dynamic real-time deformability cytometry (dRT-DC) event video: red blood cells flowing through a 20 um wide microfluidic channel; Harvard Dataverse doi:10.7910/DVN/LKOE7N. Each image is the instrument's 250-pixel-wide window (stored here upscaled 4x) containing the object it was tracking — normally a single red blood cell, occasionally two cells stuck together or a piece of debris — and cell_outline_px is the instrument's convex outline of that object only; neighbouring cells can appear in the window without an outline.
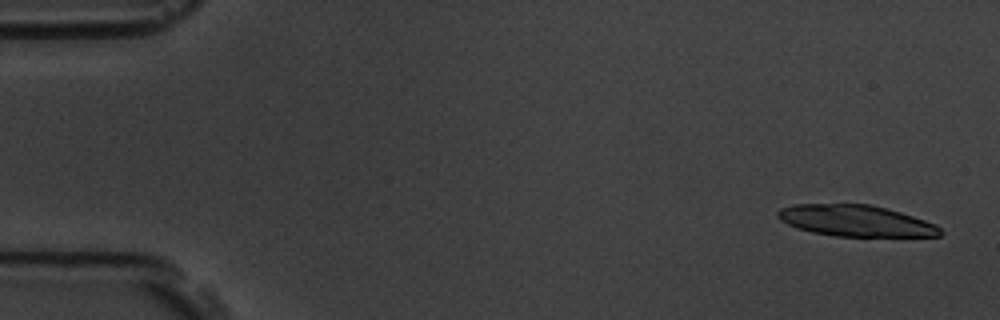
{"species": "common noctule bat (a hibernating species)", "species_latin": "Nyctalus noctula", "temperature_condition": "room temperature", "stored_images_in_passage": 4, "camera_frame_rate_fps": 3000, "um_per_image_px": 0.085, "animal": {"sex": "male", "body_mass_g": 19.5, "forearm_length_mm": 54.6}, "frame": {"image": 1, "passage_image": 1, "time_ms": 0.0, "image_size_px": [1000, 320], "cell_outline_px": [[944, 232], [940, 236], [836, 236], [812, 232], [796, 228], [780, 220], [776, 216], [776, 212], [780, 208], [792, 204], [868, 204], [900, 212], [936, 224]], "centroid_in_image_um": [72.7, 18.76], "position_along_channel_um": 12.3, "area_um2": 29.54}}